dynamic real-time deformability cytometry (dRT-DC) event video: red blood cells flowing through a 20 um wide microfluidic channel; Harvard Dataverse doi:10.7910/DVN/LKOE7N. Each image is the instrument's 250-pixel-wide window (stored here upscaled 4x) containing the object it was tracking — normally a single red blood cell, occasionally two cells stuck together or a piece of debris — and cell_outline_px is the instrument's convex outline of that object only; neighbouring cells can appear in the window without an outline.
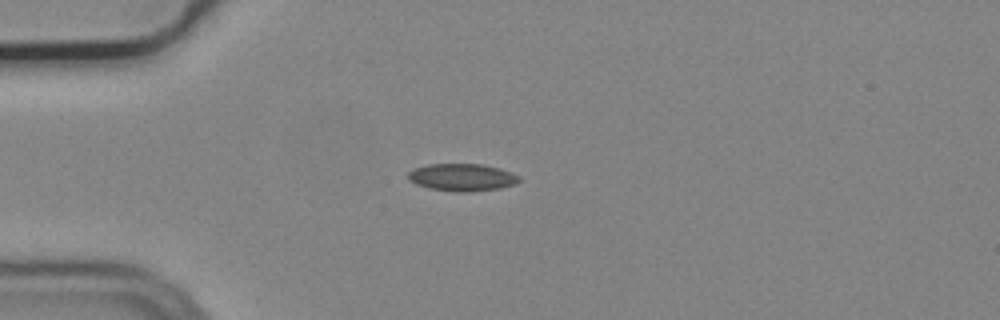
{"species": "common noctule bat (a hibernating species)", "species_latin": "Nyctalus noctula", "temperature_condition": "cold", "stored_images_in_passage": 4, "camera_frame_rate_fps": 3000, "um_per_image_px": 0.085, "animal": {"sex": "male", "body_mass_g": 19.2, "forearm_length_mm": 51.8}, "frame": {"image": 1, "passage_image": 2, "time_ms": 0.333, "image_size_px": [1000, 320], "cell_outline_px": [[520, 180], [516, 184], [500, 188], [468, 192], [456, 192], [428, 188], [416, 184], [408, 180], [408, 172], [412, 168], [428, 164], [484, 164], [500, 168], [520, 176]], "centroid_in_image_um": [39.26, 15.07], "position_along_channel_um": 45.7, "area_um2": 17.92}}
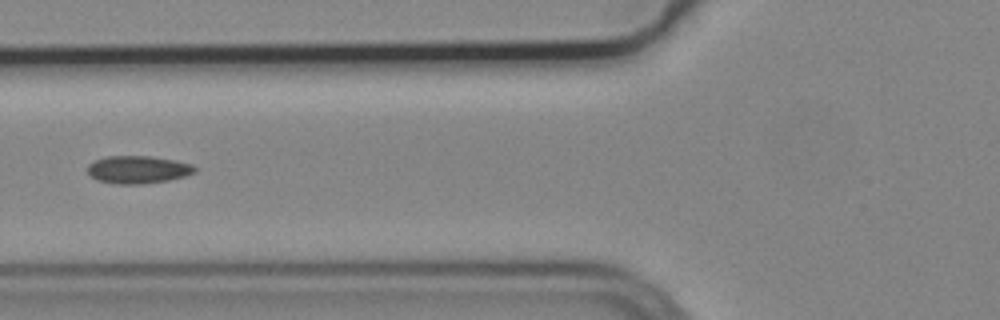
{"frame": {"image": 2, "passage_image": 4, "time_ms": 1.0, "image_size_px": [1000, 320], "cell_outline_px": [[196, 172], [184, 176], [168, 180], [144, 184], [116, 184], [96, 180], [88, 172], [88, 164], [96, 160], [108, 156], [148, 156], [172, 160], [192, 164], [196, 168]], "centroid_in_image_um": [11.72, 14.42], "position_along_channel_um": 114.1, "area_um2": 17.17}}